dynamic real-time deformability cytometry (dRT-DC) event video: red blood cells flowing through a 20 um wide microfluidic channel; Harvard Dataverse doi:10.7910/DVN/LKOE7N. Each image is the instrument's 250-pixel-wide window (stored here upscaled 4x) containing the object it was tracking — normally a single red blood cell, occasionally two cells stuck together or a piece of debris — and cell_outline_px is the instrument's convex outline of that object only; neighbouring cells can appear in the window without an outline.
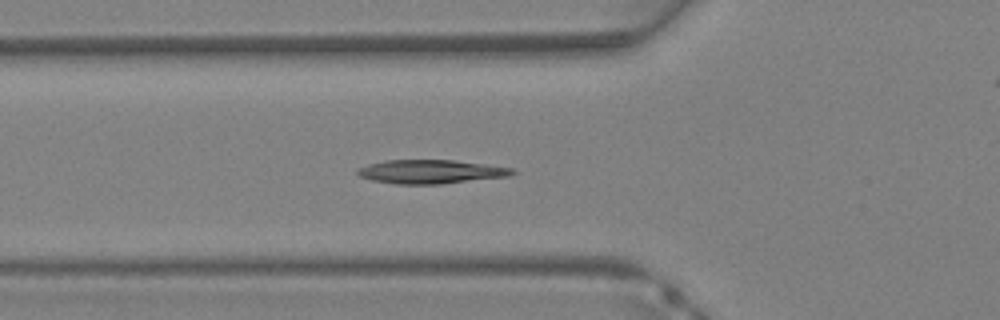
{"species": "Egyptian fruit bat (a non-hibernating species)", "species_latin": "Rousettus aegyptiacus", "temperature_condition": "warm", "stored_images_in_passage": 37, "camera_frame_rate_fps": 3000, "um_per_image_px": 0.085, "animal": {"sex": "female"}, "frame": {"image": 1, "passage_image": 12, "time_ms": 3.667, "image_size_px": [1000, 320], "cell_outline_px": [[516, 172], [508, 176], [440, 184], [396, 184], [372, 180], [360, 176], [356, 172], [356, 168], [368, 164], [388, 160], [452, 160], [484, 164], [512, 168]], "centroid_in_image_um": [36.57, 14.59], "position_along_channel_um": 89.2, "area_um2": 21.27}}
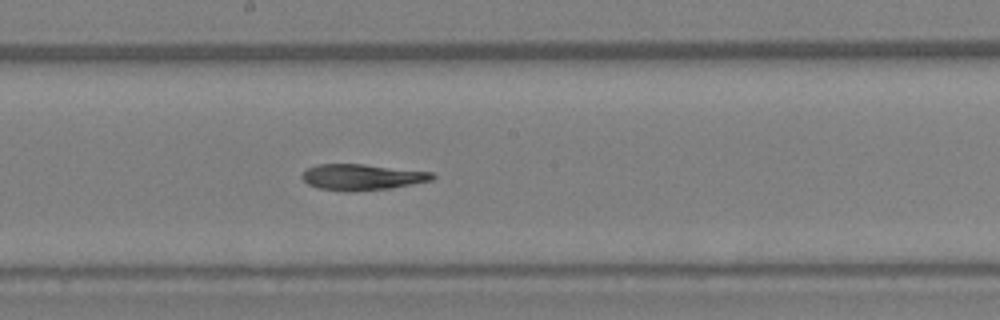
{"frame": {"image": 2, "passage_image": 19, "time_ms": 6.0, "image_size_px": [1000, 320], "cell_outline_px": [[436, 176], [432, 180], [392, 188], [348, 192], [344, 192], [316, 188], [308, 184], [300, 176], [308, 168], [316, 164], [364, 164], [432, 172]], "centroid_in_image_um": [30.75, 15.06], "position_along_channel_um": 217.5, "area_um2": 19.88}}
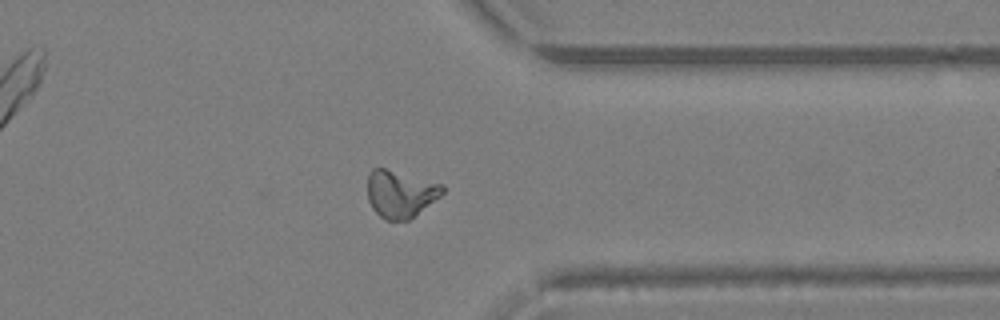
{"frame": {"image": 3, "passage_image": 28, "time_ms": 9.0, "image_size_px": [1000, 320], "cell_outline_px": [[444, 192], [440, 196], [408, 220], [384, 220], [372, 208], [368, 200], [368, 172], [372, 168], [384, 168], [444, 184]], "centroid_in_image_um": [34.01, 16.46], "position_along_channel_um": 377.4, "area_um2": 20.52}}